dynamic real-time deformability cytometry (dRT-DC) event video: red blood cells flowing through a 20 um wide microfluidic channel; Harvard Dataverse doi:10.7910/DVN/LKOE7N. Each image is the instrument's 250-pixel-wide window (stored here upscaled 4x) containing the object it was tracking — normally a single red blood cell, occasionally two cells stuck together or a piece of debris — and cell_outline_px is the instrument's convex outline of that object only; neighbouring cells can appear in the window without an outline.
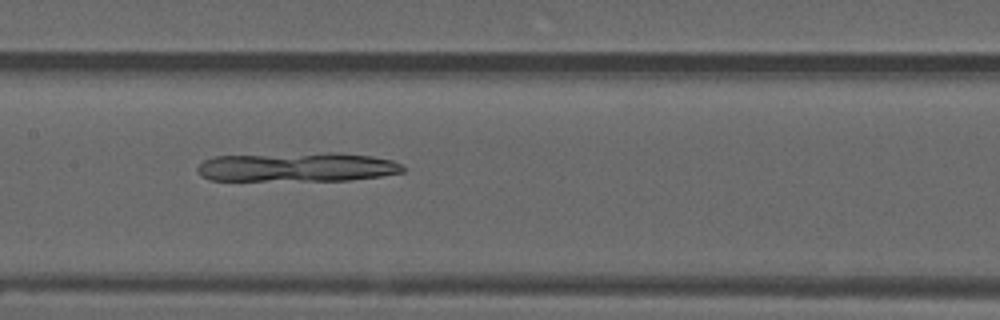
{"species": "common noctule bat (a hibernating species)", "species_latin": "Nyctalus noctula", "temperature_condition": "warm", "stored_images_in_passage": 54, "camera_frame_rate_fps": 3000, "um_per_image_px": 0.085, "animal": {"sex": "male", "forearm_length_mm": 52.5}, "frame": {"image": 1, "passage_image": 26, "time_ms": 8.333, "image_size_px": [1000, 320], "cell_outline_px": [[404, 172], [380, 176], [348, 180], [208, 180], [200, 176], [196, 168], [204, 160], [216, 156], [328, 152], [340, 152], [372, 156], [392, 160], [400, 164], [404, 168]], "centroid_in_image_um": [25.26, 14.19], "position_along_channel_um": 182.1, "area_um2": 35.08}}
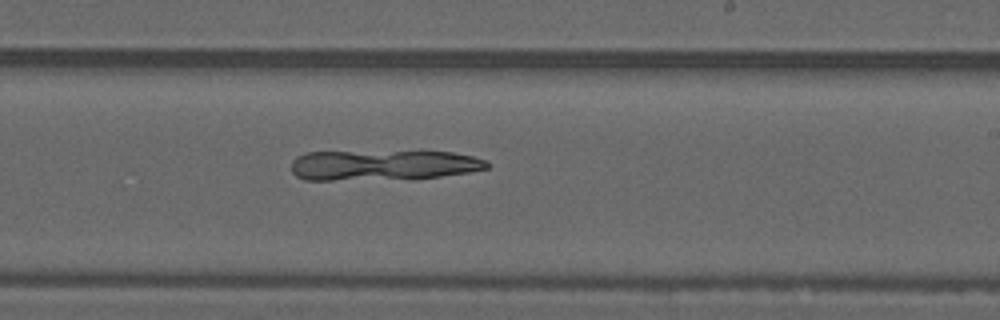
{"frame": {"image": 2, "passage_image": 32, "time_ms": 10.333, "image_size_px": [1000, 320], "cell_outline_px": [[492, 164], [488, 168], [468, 172], [412, 180], [304, 180], [296, 176], [292, 172], [292, 160], [296, 156], [304, 152], [452, 152], [472, 156], [488, 160]], "centroid_in_image_um": [32.56, 14.06], "position_along_channel_um": 256.4, "area_um2": 35.14}}
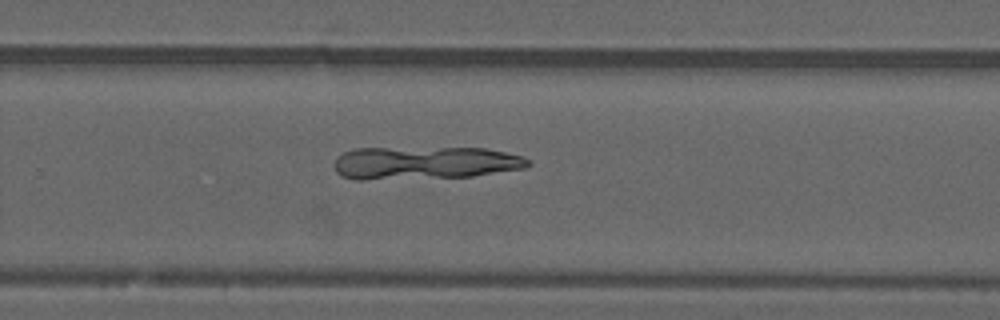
{"frame": {"image": 3, "passage_image": 35, "time_ms": 11.333, "image_size_px": [1000, 320], "cell_outline_px": [[532, 164], [528, 168], [472, 176], [364, 180], [356, 180], [340, 176], [336, 172], [336, 160], [344, 152], [352, 148], [484, 148], [524, 156]], "centroid_in_image_um": [36.13, 13.85], "position_along_channel_um": 293.7, "area_um2": 37.28}}